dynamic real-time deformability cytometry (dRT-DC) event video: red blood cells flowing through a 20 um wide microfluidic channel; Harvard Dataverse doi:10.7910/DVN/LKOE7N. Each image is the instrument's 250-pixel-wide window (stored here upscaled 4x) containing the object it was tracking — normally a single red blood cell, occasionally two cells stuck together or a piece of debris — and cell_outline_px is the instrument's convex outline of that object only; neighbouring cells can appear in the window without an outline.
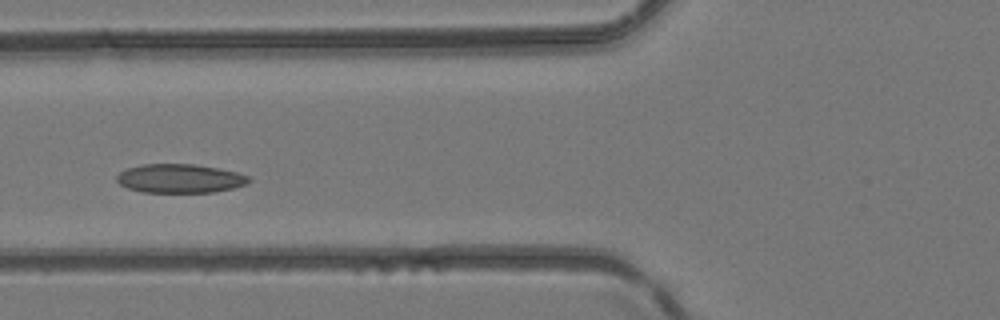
{"species": "common noctule bat (a hibernating species)", "species_latin": "Nyctalus noctula", "temperature_condition": "room temperature", "stored_images_in_passage": 4, "camera_frame_rate_fps": 3000, "um_per_image_px": 0.085, "animal": {"sex": "female", "body_mass_g": 24.6, "forearm_length_mm": 56.2}, "frame": {"image": 1, "passage_image": 4, "time_ms": 1.0, "image_size_px": [1000, 320], "cell_outline_px": [[252, 180], [248, 184], [232, 188], [212, 192], [144, 192], [128, 188], [120, 184], [116, 180], [116, 176], [120, 172], [128, 168], [144, 164], [196, 164], [220, 168], [236, 172], [248, 176]], "centroid_in_image_um": [15.31, 15.16], "position_along_channel_um": 110.5, "area_um2": 22.2}}